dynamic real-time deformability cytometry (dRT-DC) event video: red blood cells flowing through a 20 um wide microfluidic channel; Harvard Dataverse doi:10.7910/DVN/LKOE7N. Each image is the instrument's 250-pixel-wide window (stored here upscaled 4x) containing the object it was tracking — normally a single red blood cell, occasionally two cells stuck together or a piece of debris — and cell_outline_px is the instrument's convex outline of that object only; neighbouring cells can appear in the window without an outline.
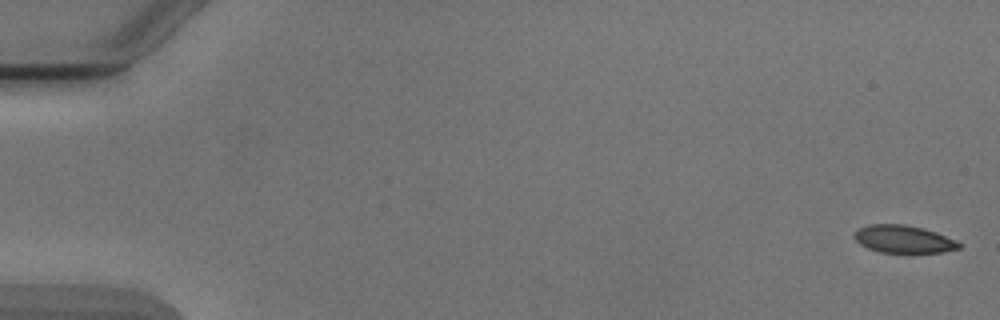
{"species": "Egyptian fruit bat (a non-hibernating species)", "species_latin": "Rousettus aegyptiacus", "temperature_condition": "cold", "stored_images_in_passage": 6, "camera_frame_rate_fps": 3000, "um_per_image_px": 0.085, "animal": {"sex": "male"}, "frame": {"image": 1, "passage_image": 1, "time_ms": 0.0, "image_size_px": [1000, 320], "cell_outline_px": [[960, 248], [940, 252], [880, 252], [868, 248], [860, 244], [852, 236], [860, 228], [868, 224], [904, 224], [924, 228], [936, 232], [956, 240], [960, 244]], "centroid_in_image_um": [76.79, 20.31], "position_along_channel_um": 8.2, "area_um2": 16.7}}
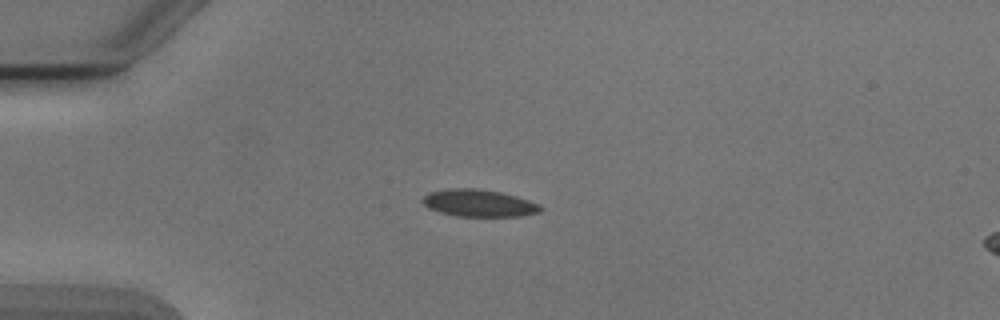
{"frame": {"image": 2, "passage_image": 4, "time_ms": 4.333, "image_size_px": [1000, 320], "cell_outline_px": [[544, 208], [540, 212], [520, 216], [456, 216], [440, 212], [428, 208], [420, 200], [428, 192], [452, 188], [476, 188], [500, 192], [516, 196], [540, 204]], "centroid_in_image_um": [40.7, 17.26], "position_along_channel_um": 44.3, "area_um2": 18.73}}
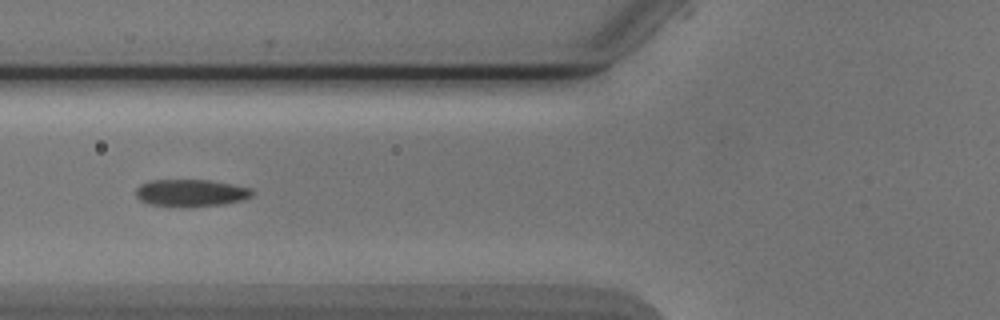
{"frame": {"image": 3, "passage_image": 6, "time_ms": 6.667, "image_size_px": [1000, 320], "cell_outline_px": [[256, 192], [252, 196], [244, 200], [224, 204], [184, 208], [176, 208], [148, 204], [140, 200], [136, 196], [136, 188], [140, 184], [148, 180], [208, 180], [232, 184], [252, 188]], "centroid_in_image_um": [16.23, 16.42], "position_along_channel_um": 109.6, "area_um2": 19.02}}